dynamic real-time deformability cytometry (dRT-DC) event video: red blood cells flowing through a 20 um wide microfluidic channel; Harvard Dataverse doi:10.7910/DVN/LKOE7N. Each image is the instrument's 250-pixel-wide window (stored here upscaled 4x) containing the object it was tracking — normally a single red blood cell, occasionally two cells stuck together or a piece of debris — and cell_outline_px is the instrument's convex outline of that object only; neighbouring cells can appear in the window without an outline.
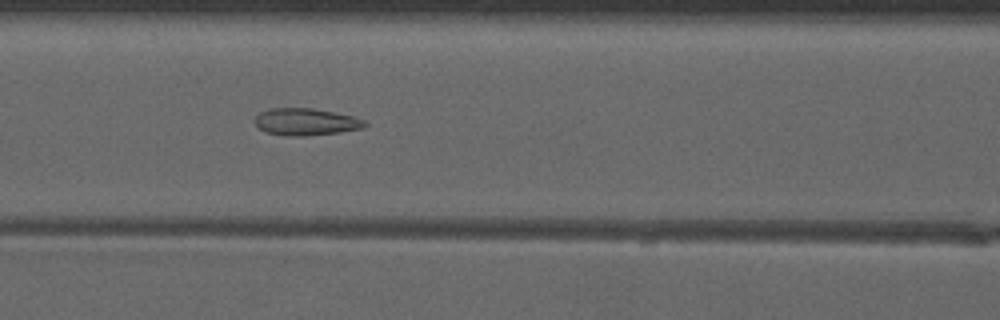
{"species": "common noctule bat (a hibernating species)", "species_latin": "Nyctalus noctula", "temperature_condition": "warm", "stored_images_in_passage": 47, "camera_frame_rate_fps": 3000, "um_per_image_px": 0.085, "animal": {"sex": "male", "forearm_length_mm": 52.5}, "frame": {"image": 1, "passage_image": 22, "time_ms": 7.0, "image_size_px": [1000, 320], "cell_outline_px": [[368, 124], [364, 128], [340, 132], [308, 136], [284, 136], [264, 132], [256, 124], [256, 116], [260, 112], [272, 108], [312, 108], [352, 116], [368, 120]], "centroid_in_image_um": [26.04, 10.37], "position_along_channel_um": 140.6, "area_um2": 17.46}}
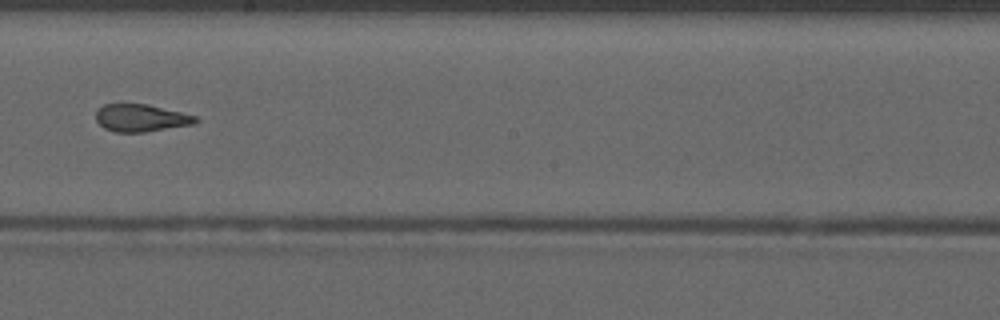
{"frame": {"image": 2, "passage_image": 29, "time_ms": 9.333, "image_size_px": [1000, 320], "cell_outline_px": [[200, 120], [192, 124], [144, 132], [116, 132], [104, 128], [96, 120], [96, 112], [104, 104], [148, 104], [196, 116]], "centroid_in_image_um": [11.97, 10.02], "position_along_channel_um": 236.2, "area_um2": 15.72}}
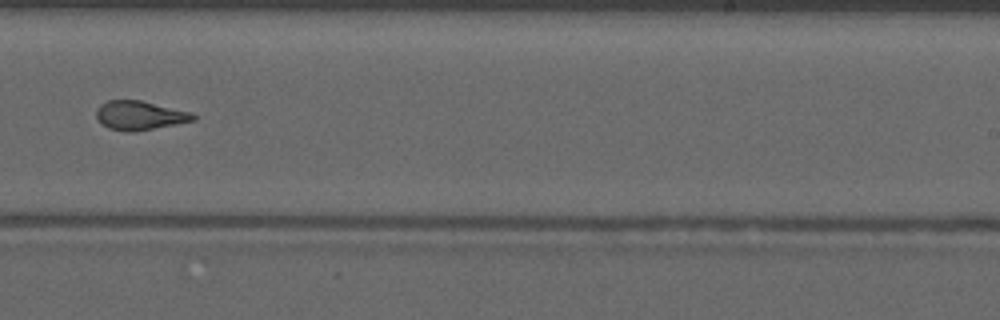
{"frame": {"image": 3, "passage_image": 32, "time_ms": 10.333, "image_size_px": [1000, 320], "cell_outline_px": [[196, 120], [132, 132], [128, 132], [108, 128], [96, 116], [96, 108], [100, 104], [108, 100], [140, 100], [192, 112], [196, 116]], "centroid_in_image_um": [11.88, 9.8], "position_along_channel_um": 277.1, "area_um2": 16.24}}